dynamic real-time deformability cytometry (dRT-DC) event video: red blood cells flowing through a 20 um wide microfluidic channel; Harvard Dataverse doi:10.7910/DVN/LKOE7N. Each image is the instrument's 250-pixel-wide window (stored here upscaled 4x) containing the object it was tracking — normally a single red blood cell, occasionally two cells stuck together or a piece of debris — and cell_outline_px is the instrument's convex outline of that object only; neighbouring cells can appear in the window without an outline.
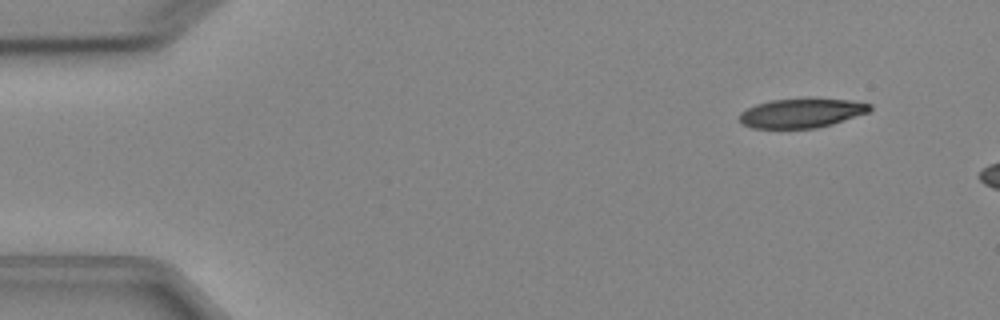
{"species": "Egyptian fruit bat (a non-hibernating species)", "species_latin": "Rousettus aegyptiacus", "temperature_condition": "cold", "stored_images_in_passage": 3, "camera_frame_rate_fps": 3000, "um_per_image_px": 0.085, "animal": {"sex": "female"}, "frame": {"image": 1, "passage_image": 2, "time_ms": 1.333, "image_size_px": [1000, 320], "cell_outline_px": [[872, 108], [868, 112], [832, 124], [816, 128], [752, 128], [744, 124], [740, 120], [740, 112], [756, 104], [772, 100], [848, 100], [872, 104]], "centroid_in_image_um": [68.12, 9.63], "position_along_channel_um": 16.9, "area_um2": 21.56}}